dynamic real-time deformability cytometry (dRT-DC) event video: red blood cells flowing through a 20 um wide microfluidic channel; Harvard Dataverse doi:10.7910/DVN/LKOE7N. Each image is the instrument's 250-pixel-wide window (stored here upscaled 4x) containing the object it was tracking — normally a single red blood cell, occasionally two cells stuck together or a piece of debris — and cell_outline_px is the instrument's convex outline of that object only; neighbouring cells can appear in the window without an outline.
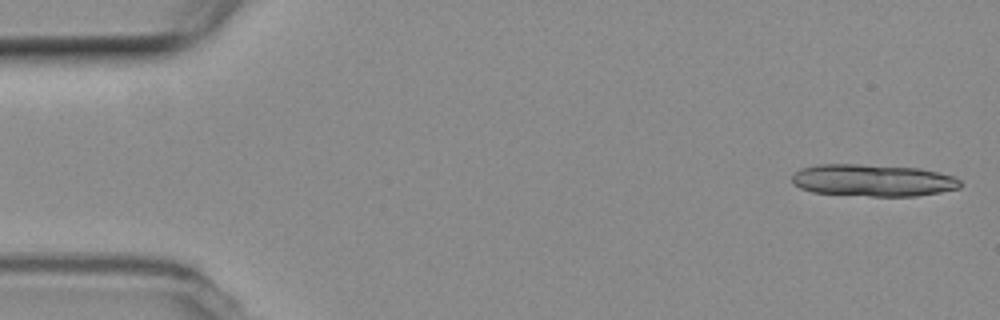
{"species": "common noctule bat (a hibernating species)", "species_latin": "Nyctalus noctula", "temperature_condition": "room temperature", "stored_images_in_passage": 13, "camera_frame_rate_fps": 3000, "um_per_image_px": 0.085, "animal": {"sex": "female", "body_mass_g": 19.3, "forearm_length_mm": 54.1}, "frame": {"image": 1, "passage_image": 1, "time_ms": 0.0, "image_size_px": [1000, 320], "cell_outline_px": [[964, 184], [960, 188], [940, 192], [916, 196], [868, 196], [812, 192], [800, 188], [792, 180], [792, 176], [800, 168], [816, 164], [860, 164], [920, 168], [956, 176]], "centroid_in_image_um": [74.24, 15.32], "position_along_channel_um": 10.8, "area_um2": 31.67}}